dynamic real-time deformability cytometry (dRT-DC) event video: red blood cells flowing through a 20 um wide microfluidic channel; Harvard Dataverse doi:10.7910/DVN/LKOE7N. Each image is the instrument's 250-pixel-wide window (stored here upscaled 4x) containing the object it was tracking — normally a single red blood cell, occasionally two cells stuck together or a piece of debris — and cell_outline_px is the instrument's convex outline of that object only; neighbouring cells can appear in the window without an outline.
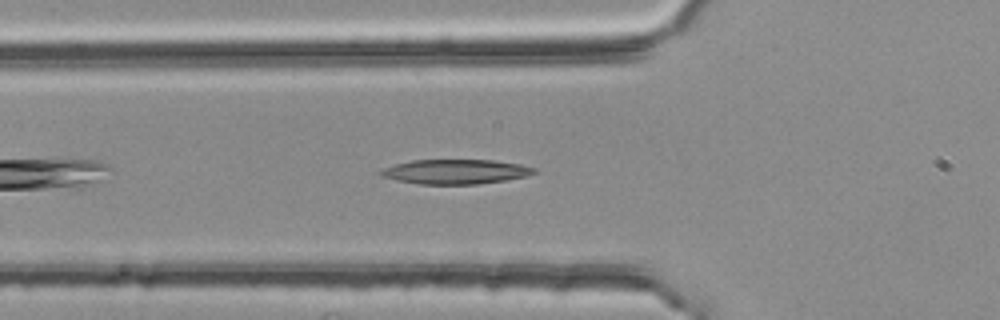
{"species": "common noctule bat (a hibernating species)", "species_latin": "Nyctalus noctula", "temperature_condition": "room temperature", "stored_images_in_passage": 20, "segment_of_instrument_passage": [1, 2], "camera_frame_rate_fps": 3000, "um_per_image_px": 0.085, "animal": {"sex": "female", "body_mass_g": 25.1}, "frame": {"image": 1, "passage_image": 5, "time_ms": 1.333, "image_size_px": [1000, 320], "cell_outline_px": [[536, 172], [528, 176], [504, 180], [476, 184], [420, 184], [396, 180], [380, 176], [380, 172], [384, 168], [396, 164], [412, 160], [492, 160], [520, 164], [536, 168]], "centroid_in_image_um": [38.73, 14.59], "position_along_channel_um": 87.1, "area_um2": 21.85}}
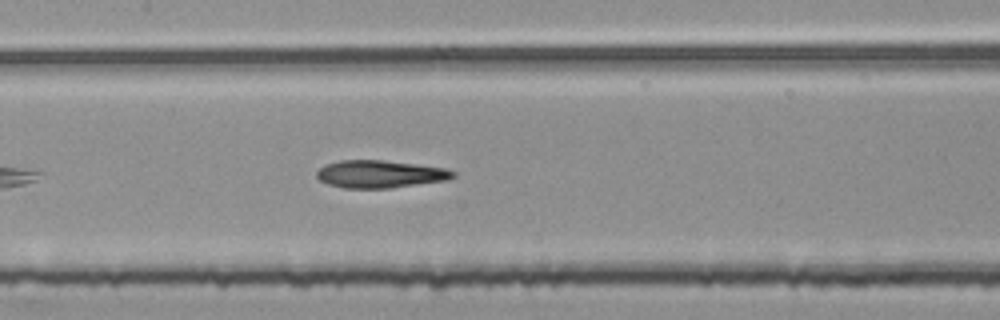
{"frame": {"image": 2, "passage_image": 12, "time_ms": 3.667, "image_size_px": [1000, 320], "cell_outline_px": [[456, 176], [444, 180], [388, 188], [344, 188], [328, 184], [320, 180], [316, 176], [316, 172], [324, 164], [340, 160], [384, 160], [416, 164], [444, 168], [456, 172]], "centroid_in_image_um": [32.25, 14.79], "position_along_channel_um": 175.1, "area_um2": 21.73}}
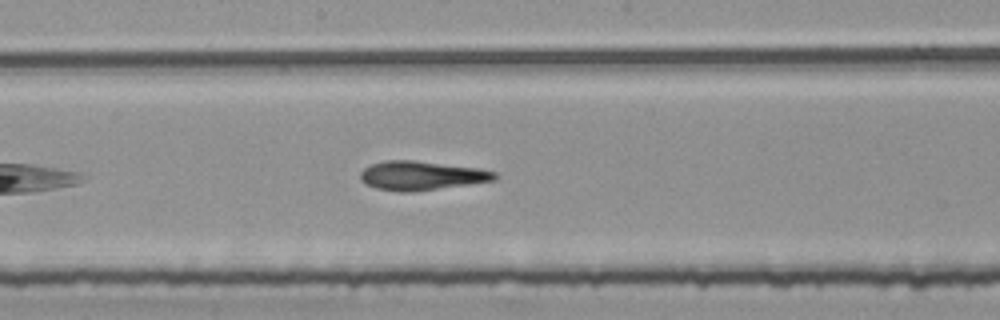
{"frame": {"image": 3, "passage_image": 15, "time_ms": 4.667, "image_size_px": [1000, 320], "cell_outline_px": [[496, 180], [412, 192], [400, 192], [376, 188], [364, 184], [360, 180], [360, 172], [364, 168], [372, 164], [384, 160], [412, 160], [476, 168], [496, 172]], "centroid_in_image_um": [35.75, 14.93], "position_along_channel_um": 212.4, "area_um2": 22.54}}